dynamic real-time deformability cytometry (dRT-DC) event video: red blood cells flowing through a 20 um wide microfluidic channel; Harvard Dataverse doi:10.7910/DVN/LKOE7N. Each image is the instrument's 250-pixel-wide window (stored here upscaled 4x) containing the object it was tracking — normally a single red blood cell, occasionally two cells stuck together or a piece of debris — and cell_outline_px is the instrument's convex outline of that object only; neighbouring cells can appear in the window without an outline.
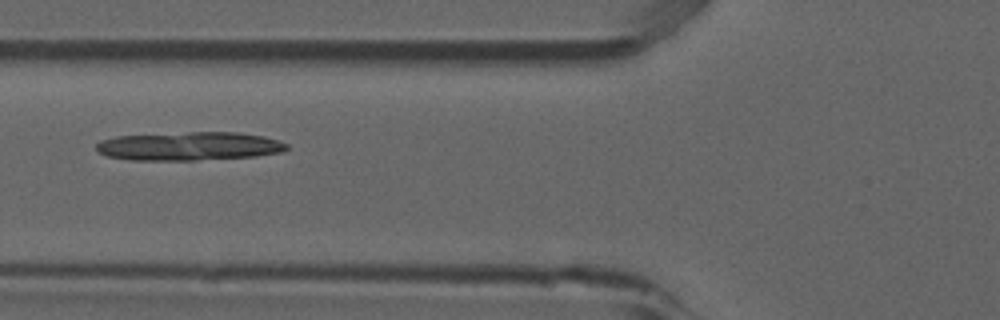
{"species": "common noctule bat (a hibernating species)", "species_latin": "Nyctalus noctula", "temperature_condition": "room temperature", "stored_images_in_passage": 3, "camera_frame_rate_fps": 3000, "um_per_image_px": 0.085, "animal": {"sex": "male", "forearm_length_mm": 52.5}, "frame": {"image": 1, "passage_image": 2, "time_ms": 0.333, "image_size_px": [1000, 320], "cell_outline_px": [[288, 148], [284, 152], [256, 156], [196, 160], [132, 160], [104, 156], [96, 148], [96, 144], [100, 140], [116, 136], [188, 132], [240, 132], [264, 136], [280, 140], [288, 144]], "centroid_in_image_um": [16.11, 12.42], "position_along_channel_um": 109.7, "area_um2": 31.96}}
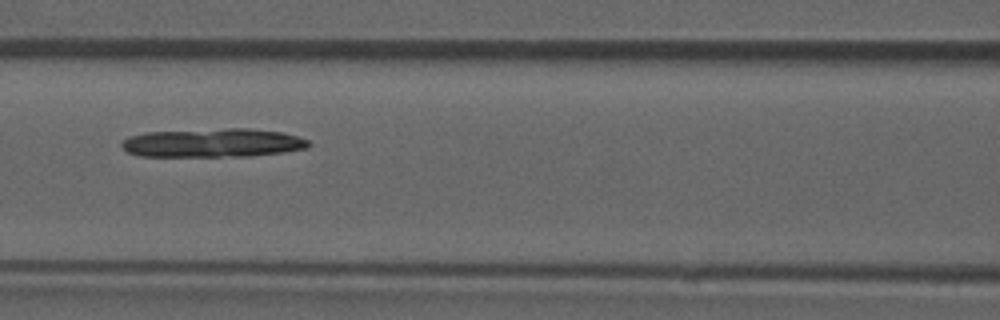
{"frame": {"image": 2, "passage_image": 3, "time_ms": 0.667, "image_size_px": [1000, 320], "cell_outline_px": [[312, 144], [308, 148], [284, 152], [252, 156], [140, 156], [128, 152], [120, 144], [128, 136], [148, 132], [228, 128], [248, 128], [280, 132], [296, 136], [308, 140]], "centroid_in_image_um": [18.12, 12.14], "position_along_channel_um": 148.5, "area_um2": 31.27}}